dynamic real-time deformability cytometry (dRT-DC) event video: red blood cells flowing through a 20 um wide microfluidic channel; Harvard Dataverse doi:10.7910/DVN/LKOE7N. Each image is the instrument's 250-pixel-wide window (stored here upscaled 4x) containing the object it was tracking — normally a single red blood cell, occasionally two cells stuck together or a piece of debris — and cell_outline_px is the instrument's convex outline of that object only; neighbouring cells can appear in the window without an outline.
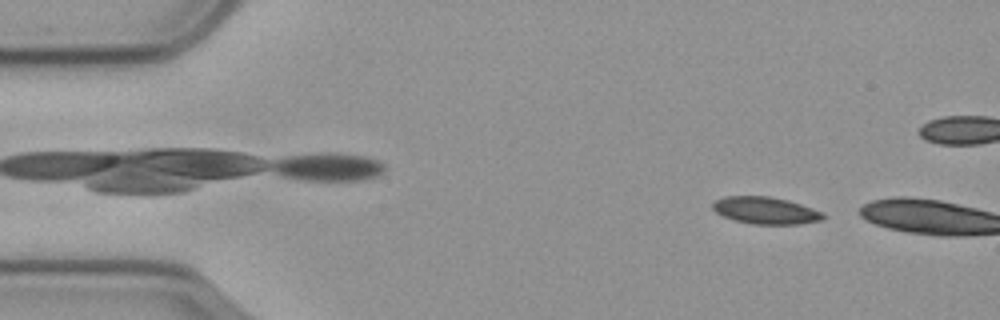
{"species": "common noctule bat (a hibernating species)", "species_latin": "Nyctalus noctula", "temperature_condition": "cold", "stored_images_in_passage": 5, "camera_frame_rate_fps": 3000, "um_per_image_px": 0.085, "animal": {"sex": "male", "body_mass_g": 23.1, "forearm_length_mm": 52.7}, "frame": {"image": 1, "passage_image": 3, "time_ms": 0.667, "image_size_px": [1000, 320], "cell_outline_px": [[824, 220], [800, 224], [752, 224], [736, 220], [724, 216], [716, 212], [712, 208], [712, 204], [716, 200], [724, 196], [768, 196], [788, 200], [824, 212]], "centroid_in_image_um": [65.1, 17.89], "position_along_channel_um": 19.9, "area_um2": 17.4}}